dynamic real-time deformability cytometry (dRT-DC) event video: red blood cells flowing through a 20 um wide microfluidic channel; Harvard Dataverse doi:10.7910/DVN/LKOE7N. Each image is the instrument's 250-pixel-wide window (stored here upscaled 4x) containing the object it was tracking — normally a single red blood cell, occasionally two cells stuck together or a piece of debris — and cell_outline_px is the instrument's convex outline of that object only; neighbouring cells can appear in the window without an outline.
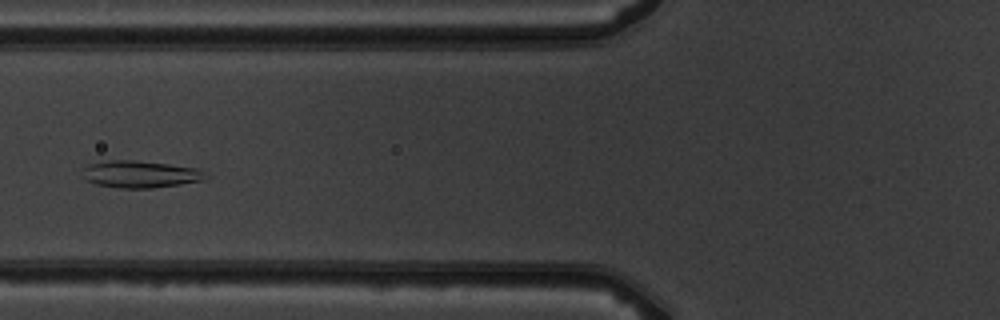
{"species": "common noctule bat (a hibernating species)", "species_latin": "Nyctalus noctula", "temperature_condition": "warm", "stored_images_in_passage": 7, "camera_frame_rate_fps": 3000, "um_per_image_px": 0.085, "animal": {"sex": "male", "body_mass_g": 19.5, "forearm_length_mm": 54.6}, "frame": {"image": 1, "passage_image": 5, "time_ms": 5.667, "image_size_px": [1000, 320], "cell_outline_px": [[208, 176], [204, 180], [180, 184], [152, 188], [120, 188], [96, 184], [84, 180], [80, 176], [84, 168], [88, 164], [108, 160], [132, 160], [168, 164], [200, 168]], "centroid_in_image_um": [11.89, 14.81], "position_along_channel_um": 113.9, "area_um2": 19.59}}
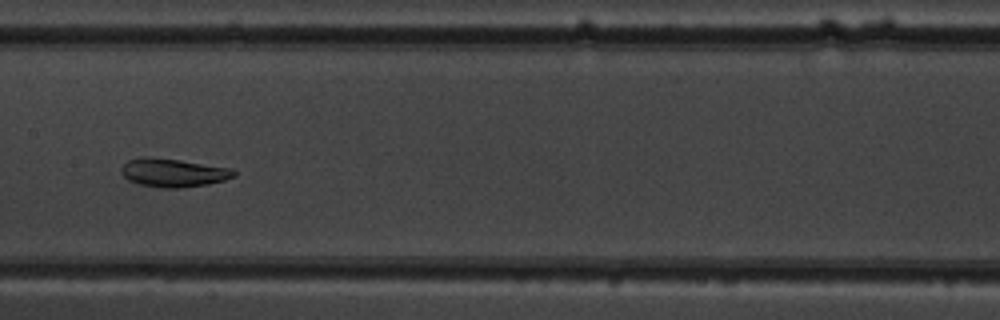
{"frame": {"image": 2, "passage_image": 7, "time_ms": 7.667, "image_size_px": [1000, 320], "cell_outline_px": [[236, 176], [224, 180], [208, 184], [180, 188], [160, 188], [140, 184], [128, 180], [120, 172], [120, 168], [128, 160], [144, 156], [152, 156], [180, 160], [232, 168], [236, 172]], "centroid_in_image_um": [14.71, 14.67], "position_along_channel_um": 192.7, "area_um2": 18.84}}